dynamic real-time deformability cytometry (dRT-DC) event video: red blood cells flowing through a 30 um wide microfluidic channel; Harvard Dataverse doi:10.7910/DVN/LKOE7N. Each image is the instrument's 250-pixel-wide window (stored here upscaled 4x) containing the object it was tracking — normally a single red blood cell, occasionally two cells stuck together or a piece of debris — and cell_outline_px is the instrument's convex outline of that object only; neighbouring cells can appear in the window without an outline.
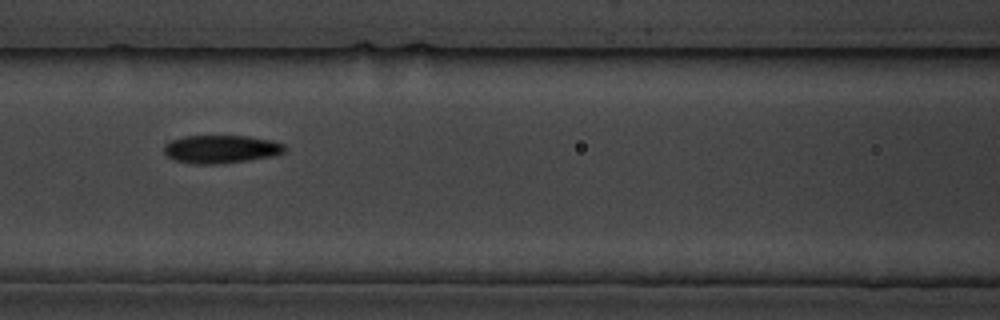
{"species": "common noctule bat (a hibernating species)", "species_latin": "Nyctalus noctula", "temperature_condition": "cold", "stored_images_in_passage": 15, "camera_frame_rate_fps": 3000, "um_per_image_px": 0.085, "animal": {"sex": "male", "body_mass_g": 19.5, "forearm_length_mm": 54.6}, "frame": {"image": 1, "passage_image": 7, "time_ms": 7.0, "image_size_px": [1000, 320], "cell_outline_px": [[288, 148], [284, 152], [276, 156], [220, 164], [192, 164], [176, 160], [168, 156], [164, 152], [164, 144], [172, 140], [184, 136], [248, 136], [272, 140], [284, 144]], "centroid_in_image_um": [18.83, 12.68], "position_along_channel_um": 147.8, "area_um2": 19.94}}
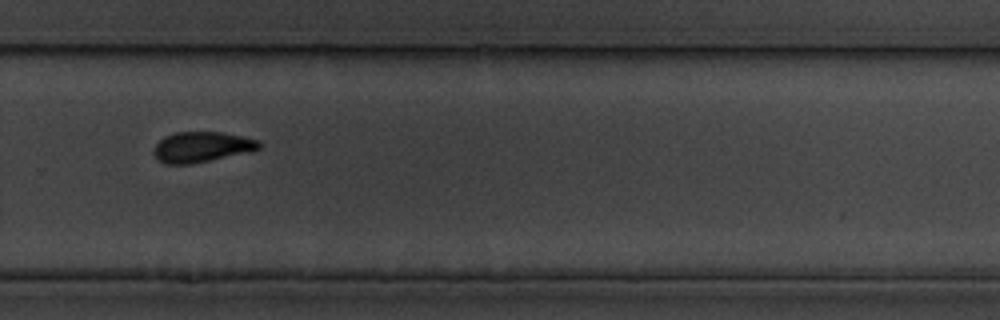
{"frame": {"image": 2, "passage_image": 11, "time_ms": 11.667, "image_size_px": [1000, 320], "cell_outline_px": [[260, 148], [192, 164], [164, 164], [152, 152], [152, 148], [164, 136], [176, 132], [224, 132], [260, 140]], "centroid_in_image_um": [17.09, 12.48], "position_along_channel_um": 312.7, "area_um2": 18.44}}
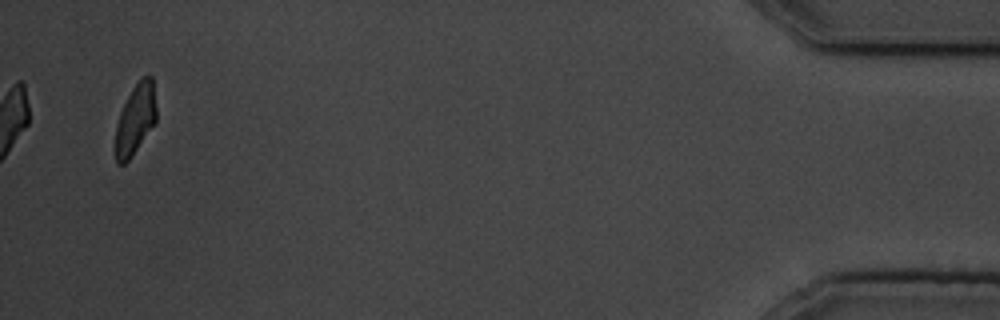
{"frame": {"image": 3, "passage_image": 15, "time_ms": 17.0, "image_size_px": [1000, 320], "cell_outline_px": [[156, 120], [128, 160], [124, 164], [116, 164], [116, 124], [120, 112], [132, 88], [144, 76], [152, 76], [156, 108]], "centroid_in_image_um": [11.5, 10.12], "position_along_channel_um": 423.7, "area_um2": 16.24}, "authors_computed_cell_mechanics": {"area_um2": 19.652, "velocity_mm_per_s": 3.5345, "shape_relaxation_time_tau1_ms": 4.858, "shape_relaxation_time_tau2_ms": 5.5064, "deformation_change_tau1": 0.1171, "deformation_change_tau2": 0.1078}}